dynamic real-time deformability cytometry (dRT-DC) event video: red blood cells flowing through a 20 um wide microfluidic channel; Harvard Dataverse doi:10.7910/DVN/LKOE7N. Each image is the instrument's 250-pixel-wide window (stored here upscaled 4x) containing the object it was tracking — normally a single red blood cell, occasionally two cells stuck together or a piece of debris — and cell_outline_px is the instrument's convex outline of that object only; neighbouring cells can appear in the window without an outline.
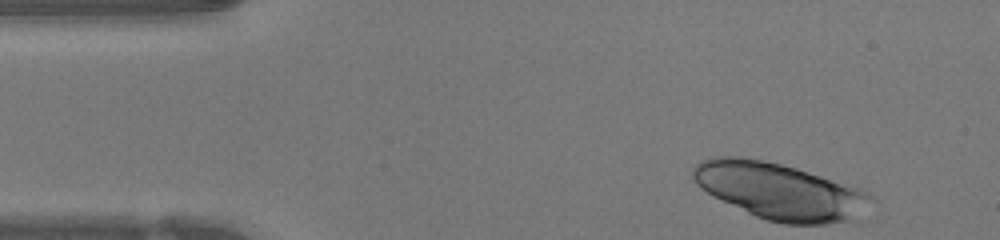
{"species": "human", "species_latin": "Homo sapiens", "temperature_condition": "warm", "stored_images_in_passage": 33, "camera_frame_rate_fps": 3000, "um_per_image_px": 0.085, "donor": {"sex": "female"}, "frame": {"image": 1, "passage_image": 1, "time_ms": 0.0, "image_size_px": [1000, 240], "cell_outline_px": [[876, 196], [860, 224], [784, 224], [768, 220], [756, 216], [700, 188], [696, 184], [692, 176], [692, 168], [700, 160], [712, 156], [740, 156], [780, 164], [796, 168], [860, 188]], "centroid_in_image_um": [66.43, 16.29], "position_along_channel_um": 18.6, "area_um2": 59.48}}
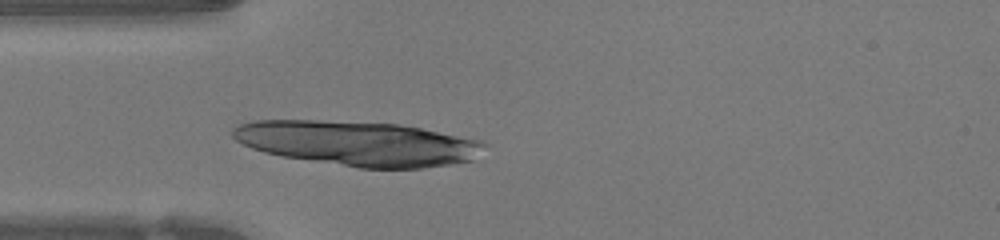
{"frame": {"image": 2, "passage_image": 9, "time_ms": 2.667, "image_size_px": [1000, 240], "cell_outline_px": [[484, 144], [472, 160], [448, 164], [420, 168], [360, 168], [284, 156], [264, 152], [252, 148], [236, 140], [232, 136], [232, 128], [240, 124], [256, 120], [320, 120], [396, 124], [420, 128], [480, 140]], "centroid_in_image_um": [30.35, 12.18], "position_along_channel_um": 54.6, "area_um2": 64.62}}
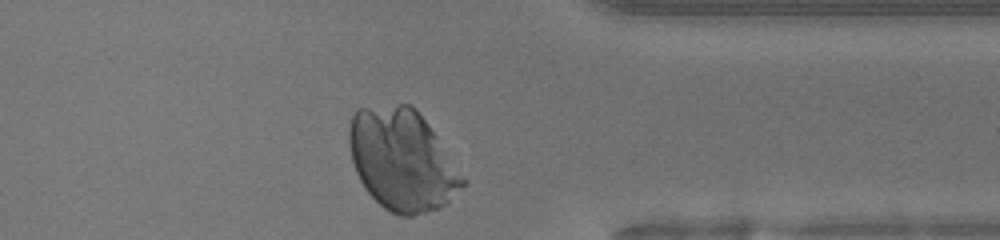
{"frame": {"image": 3, "passage_image": 33, "time_ms": 10.667, "image_size_px": [1000, 240], "cell_outline_px": [[468, 180], [440, 208], [412, 216], [400, 216], [384, 208], [364, 188], [356, 172], [352, 160], [348, 140], [348, 128], [352, 116], [356, 108], [400, 104], [412, 104], [416, 108]], "centroid_in_image_um": [34.16, 13.58], "position_along_channel_um": 377.2, "area_um2": 66.87}}